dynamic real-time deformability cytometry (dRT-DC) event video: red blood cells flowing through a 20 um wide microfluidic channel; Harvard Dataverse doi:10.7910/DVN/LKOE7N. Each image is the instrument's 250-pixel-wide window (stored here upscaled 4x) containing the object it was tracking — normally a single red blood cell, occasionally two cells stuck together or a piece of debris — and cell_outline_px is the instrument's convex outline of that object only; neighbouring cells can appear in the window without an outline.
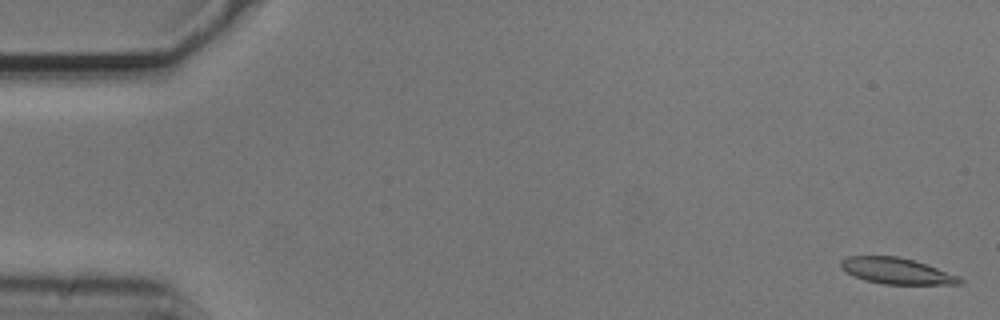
{"species": "common noctule bat (a hibernating species)", "species_latin": "Nyctalus noctula", "temperature_condition": "cold", "stored_images_in_passage": 54, "camera_frame_rate_fps": 3000, "um_per_image_px": 0.085, "animal": {"sex": "male", "body_mass_g": 20.5, "forearm_length_mm": 52.5}, "frame": {"image": 1, "passage_image": 1, "time_ms": 0.0, "image_size_px": [1000, 320], "cell_outline_px": [[964, 284], [884, 284], [864, 280], [852, 276], [840, 268], [840, 260], [848, 256], [896, 256], [912, 260], [960, 276], [964, 280]], "centroid_in_image_um": [76.18, 23.04], "position_along_channel_um": 8.8, "area_um2": 18.09}}
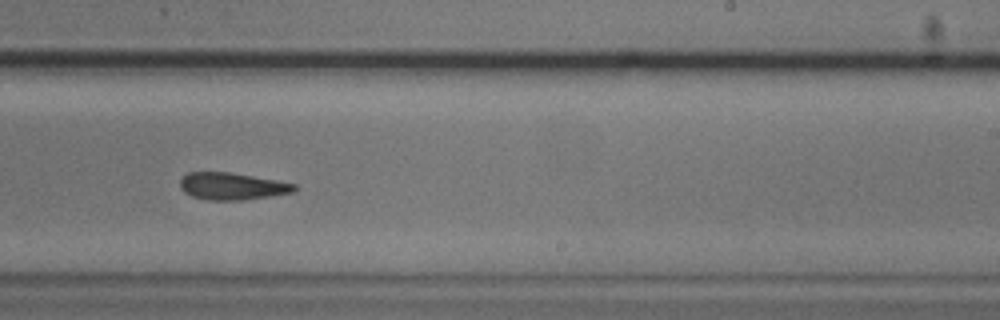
{"frame": {"image": 2, "passage_image": 33, "time_ms": 10.667, "image_size_px": [1000, 320], "cell_outline_px": [[296, 188], [292, 192], [244, 200], [208, 200], [192, 196], [184, 192], [180, 188], [180, 180], [188, 172], [228, 172], [276, 180], [296, 184]], "centroid_in_image_um": [19.69, 15.83], "position_along_channel_um": 269.3, "area_um2": 17.86}}
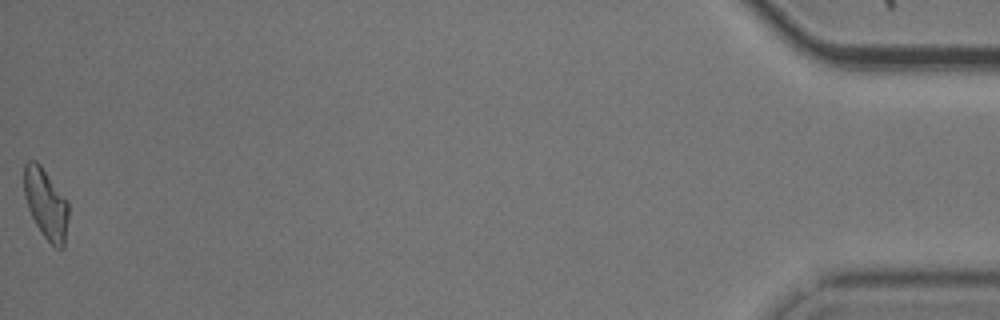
{"frame": {"image": 3, "passage_image": 54, "time_ms": 17.667, "image_size_px": [1000, 320], "cell_outline_px": [[68, 216], [64, 248], [56, 248], [44, 236], [36, 224], [28, 208], [24, 196], [24, 164], [28, 160], [36, 160], [40, 164], [68, 200]], "centroid_in_image_um": [3.9, 17.29], "position_along_channel_um": 431.3, "area_um2": 18.21}}